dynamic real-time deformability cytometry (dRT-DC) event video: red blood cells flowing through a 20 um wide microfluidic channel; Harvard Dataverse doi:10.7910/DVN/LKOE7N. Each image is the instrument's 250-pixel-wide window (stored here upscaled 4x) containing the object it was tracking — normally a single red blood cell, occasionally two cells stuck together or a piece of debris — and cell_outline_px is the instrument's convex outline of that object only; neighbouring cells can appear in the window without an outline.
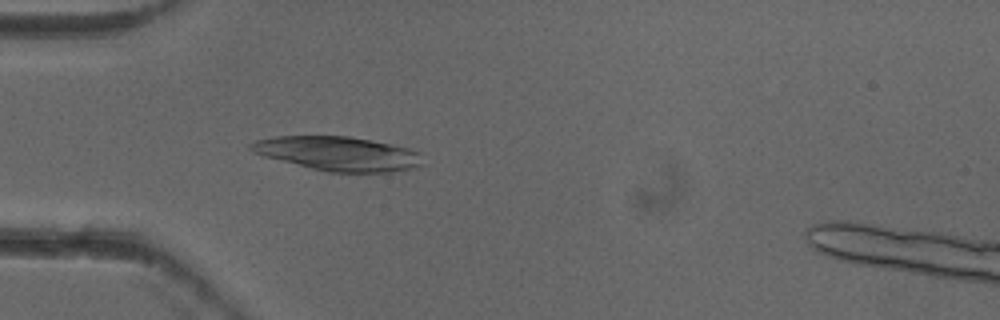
{"species": "common noctule bat (a hibernating species)", "species_latin": "Nyctalus noctula", "temperature_condition": "cold", "stored_images_in_passage": 4, "camera_frame_rate_fps": 3000, "um_per_image_px": 0.085, "animal": {"sex": "female"}, "frame": {"image": 1, "passage_image": 4, "time_ms": 1.0, "image_size_px": [1000, 320], "cell_outline_px": [[424, 164], [416, 168], [392, 172], [328, 172], [260, 156], [252, 152], [248, 148], [248, 144], [256, 140], [276, 136], [348, 136], [372, 140], [408, 148], [416, 152]], "centroid_in_image_um": [28.68, 13.06], "position_along_channel_um": 56.3, "area_um2": 34.33}}